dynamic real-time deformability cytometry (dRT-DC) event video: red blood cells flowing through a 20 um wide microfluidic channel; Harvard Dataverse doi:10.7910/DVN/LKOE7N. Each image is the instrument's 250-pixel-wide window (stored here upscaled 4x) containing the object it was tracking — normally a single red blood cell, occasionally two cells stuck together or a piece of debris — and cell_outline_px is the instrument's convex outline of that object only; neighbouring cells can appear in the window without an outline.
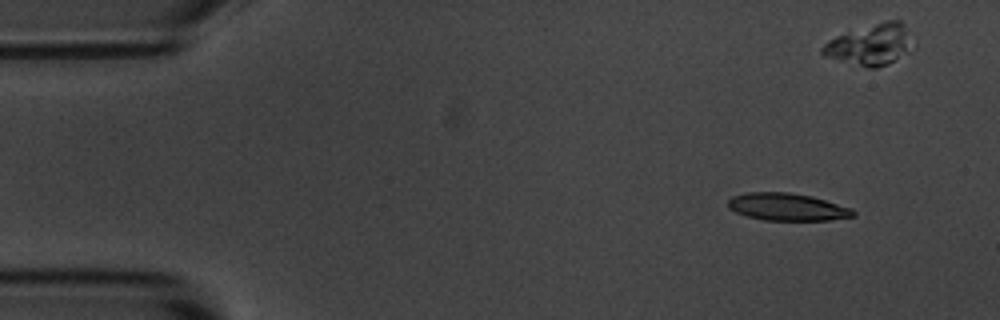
{"species": "common noctule bat (a hibernating species)", "species_latin": "Nyctalus noctula", "temperature_condition": "room temperature", "stored_images_in_passage": 14, "camera_frame_rate_fps": 3000, "um_per_image_px": 0.085, "animal": {"sex": "male", "body_mass_g": 20.1, "forearm_length_mm": 53.5}, "frame": {"image": 1, "passage_image": 5, "time_ms": 1.333, "image_size_px": [1000, 320], "cell_outline_px": [[856, 216], [828, 220], [764, 220], [748, 216], [736, 212], [728, 208], [728, 200], [732, 196], [744, 192], [788, 192], [812, 196], [852, 208], [856, 212]], "centroid_in_image_um": [66.92, 17.58], "position_along_channel_um": 18.1, "area_um2": 20.06}}